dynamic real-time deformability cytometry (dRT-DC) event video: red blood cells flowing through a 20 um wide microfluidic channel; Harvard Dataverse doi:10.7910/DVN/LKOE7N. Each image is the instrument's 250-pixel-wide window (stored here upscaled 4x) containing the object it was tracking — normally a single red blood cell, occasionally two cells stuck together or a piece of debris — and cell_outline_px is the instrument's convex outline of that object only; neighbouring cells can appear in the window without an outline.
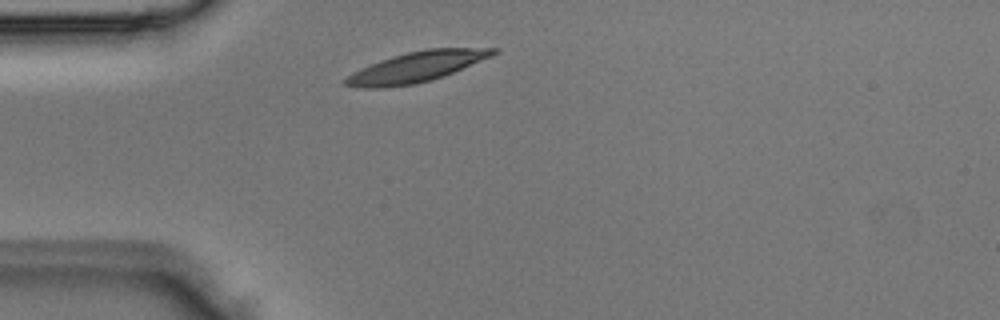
{"species": "Egyptian fruit bat (a non-hibernating species)", "species_latin": "Rousettus aegyptiacus", "temperature_condition": "room temperature", "stored_images_in_passage": 1, "camera_frame_rate_fps": 3000, "um_per_image_px": 0.085, "animal": {"sex": "male"}, "frame": {"image": 1, "passage_image": 1, "time_ms": 0.0, "image_size_px": [1000, 320], "cell_outline_px": [[500, 48], [492, 56], [444, 76], [432, 80], [416, 84], [380, 88], [360, 88], [344, 84], [340, 80], [352, 72], [360, 68], [380, 60], [408, 52], [428, 48]], "centroid_in_image_um": [35.35, 5.7], "position_along_channel_um": 49.6, "area_um2": 26.13}}